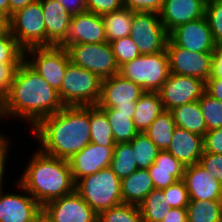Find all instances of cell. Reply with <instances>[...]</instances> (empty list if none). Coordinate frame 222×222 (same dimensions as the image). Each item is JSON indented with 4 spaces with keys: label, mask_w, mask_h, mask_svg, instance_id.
Wrapping results in <instances>:
<instances>
[{
    "label": "cell",
    "mask_w": 222,
    "mask_h": 222,
    "mask_svg": "<svg viewBox=\"0 0 222 222\" xmlns=\"http://www.w3.org/2000/svg\"><path fill=\"white\" fill-rule=\"evenodd\" d=\"M24 60V50L8 29L0 35V64H20Z\"/></svg>",
    "instance_id": "37"
},
{
    "label": "cell",
    "mask_w": 222,
    "mask_h": 222,
    "mask_svg": "<svg viewBox=\"0 0 222 222\" xmlns=\"http://www.w3.org/2000/svg\"><path fill=\"white\" fill-rule=\"evenodd\" d=\"M176 127L198 134L202 137L208 131L199 101L184 104L171 110Z\"/></svg>",
    "instance_id": "27"
},
{
    "label": "cell",
    "mask_w": 222,
    "mask_h": 222,
    "mask_svg": "<svg viewBox=\"0 0 222 222\" xmlns=\"http://www.w3.org/2000/svg\"><path fill=\"white\" fill-rule=\"evenodd\" d=\"M67 51L73 64L93 72L102 80L119 72V66L108 42L73 44L67 48Z\"/></svg>",
    "instance_id": "8"
},
{
    "label": "cell",
    "mask_w": 222,
    "mask_h": 222,
    "mask_svg": "<svg viewBox=\"0 0 222 222\" xmlns=\"http://www.w3.org/2000/svg\"><path fill=\"white\" fill-rule=\"evenodd\" d=\"M133 13L129 8H121L119 10L102 15L107 42L130 36Z\"/></svg>",
    "instance_id": "28"
},
{
    "label": "cell",
    "mask_w": 222,
    "mask_h": 222,
    "mask_svg": "<svg viewBox=\"0 0 222 222\" xmlns=\"http://www.w3.org/2000/svg\"><path fill=\"white\" fill-rule=\"evenodd\" d=\"M205 3H207V2H210V1H213V0H203Z\"/></svg>",
    "instance_id": "55"
},
{
    "label": "cell",
    "mask_w": 222,
    "mask_h": 222,
    "mask_svg": "<svg viewBox=\"0 0 222 222\" xmlns=\"http://www.w3.org/2000/svg\"><path fill=\"white\" fill-rule=\"evenodd\" d=\"M176 128L171 111L164 110L146 129L149 139L160 151H166L171 143L173 132Z\"/></svg>",
    "instance_id": "29"
},
{
    "label": "cell",
    "mask_w": 222,
    "mask_h": 222,
    "mask_svg": "<svg viewBox=\"0 0 222 222\" xmlns=\"http://www.w3.org/2000/svg\"><path fill=\"white\" fill-rule=\"evenodd\" d=\"M207 130L222 127V102L204 92L198 100Z\"/></svg>",
    "instance_id": "36"
},
{
    "label": "cell",
    "mask_w": 222,
    "mask_h": 222,
    "mask_svg": "<svg viewBox=\"0 0 222 222\" xmlns=\"http://www.w3.org/2000/svg\"><path fill=\"white\" fill-rule=\"evenodd\" d=\"M107 42L101 15L85 11L72 15L67 39L60 45L68 48L73 44H97Z\"/></svg>",
    "instance_id": "16"
},
{
    "label": "cell",
    "mask_w": 222,
    "mask_h": 222,
    "mask_svg": "<svg viewBox=\"0 0 222 222\" xmlns=\"http://www.w3.org/2000/svg\"><path fill=\"white\" fill-rule=\"evenodd\" d=\"M91 143L114 147L115 141L107 115L97 106H90Z\"/></svg>",
    "instance_id": "31"
},
{
    "label": "cell",
    "mask_w": 222,
    "mask_h": 222,
    "mask_svg": "<svg viewBox=\"0 0 222 222\" xmlns=\"http://www.w3.org/2000/svg\"><path fill=\"white\" fill-rule=\"evenodd\" d=\"M146 91L136 83L115 74L101 81L98 108L133 110L135 103Z\"/></svg>",
    "instance_id": "12"
},
{
    "label": "cell",
    "mask_w": 222,
    "mask_h": 222,
    "mask_svg": "<svg viewBox=\"0 0 222 222\" xmlns=\"http://www.w3.org/2000/svg\"><path fill=\"white\" fill-rule=\"evenodd\" d=\"M0 14L9 20V0H0Z\"/></svg>",
    "instance_id": "52"
},
{
    "label": "cell",
    "mask_w": 222,
    "mask_h": 222,
    "mask_svg": "<svg viewBox=\"0 0 222 222\" xmlns=\"http://www.w3.org/2000/svg\"><path fill=\"white\" fill-rule=\"evenodd\" d=\"M161 222H187L186 208H170Z\"/></svg>",
    "instance_id": "49"
},
{
    "label": "cell",
    "mask_w": 222,
    "mask_h": 222,
    "mask_svg": "<svg viewBox=\"0 0 222 222\" xmlns=\"http://www.w3.org/2000/svg\"><path fill=\"white\" fill-rule=\"evenodd\" d=\"M148 170L155 189L163 190L183 178L185 166L169 152L160 151Z\"/></svg>",
    "instance_id": "23"
},
{
    "label": "cell",
    "mask_w": 222,
    "mask_h": 222,
    "mask_svg": "<svg viewBox=\"0 0 222 222\" xmlns=\"http://www.w3.org/2000/svg\"><path fill=\"white\" fill-rule=\"evenodd\" d=\"M18 66L19 64H0V102L8 93Z\"/></svg>",
    "instance_id": "45"
},
{
    "label": "cell",
    "mask_w": 222,
    "mask_h": 222,
    "mask_svg": "<svg viewBox=\"0 0 222 222\" xmlns=\"http://www.w3.org/2000/svg\"><path fill=\"white\" fill-rule=\"evenodd\" d=\"M99 222H143L139 206L122 203L98 214Z\"/></svg>",
    "instance_id": "35"
},
{
    "label": "cell",
    "mask_w": 222,
    "mask_h": 222,
    "mask_svg": "<svg viewBox=\"0 0 222 222\" xmlns=\"http://www.w3.org/2000/svg\"><path fill=\"white\" fill-rule=\"evenodd\" d=\"M113 151L114 147H103L90 142L85 148L74 154L68 160L74 182L110 167Z\"/></svg>",
    "instance_id": "17"
},
{
    "label": "cell",
    "mask_w": 222,
    "mask_h": 222,
    "mask_svg": "<svg viewBox=\"0 0 222 222\" xmlns=\"http://www.w3.org/2000/svg\"><path fill=\"white\" fill-rule=\"evenodd\" d=\"M170 73L192 76L206 82L212 75L214 52H193L176 46L169 38L166 43Z\"/></svg>",
    "instance_id": "11"
},
{
    "label": "cell",
    "mask_w": 222,
    "mask_h": 222,
    "mask_svg": "<svg viewBox=\"0 0 222 222\" xmlns=\"http://www.w3.org/2000/svg\"><path fill=\"white\" fill-rule=\"evenodd\" d=\"M205 17L209 23L214 42L218 46H222V0L207 2Z\"/></svg>",
    "instance_id": "39"
},
{
    "label": "cell",
    "mask_w": 222,
    "mask_h": 222,
    "mask_svg": "<svg viewBox=\"0 0 222 222\" xmlns=\"http://www.w3.org/2000/svg\"><path fill=\"white\" fill-rule=\"evenodd\" d=\"M8 21L12 36L24 51L31 47H46V26L39 0L16 11Z\"/></svg>",
    "instance_id": "7"
},
{
    "label": "cell",
    "mask_w": 222,
    "mask_h": 222,
    "mask_svg": "<svg viewBox=\"0 0 222 222\" xmlns=\"http://www.w3.org/2000/svg\"><path fill=\"white\" fill-rule=\"evenodd\" d=\"M163 192L170 208H187L190 199L182 179L163 189Z\"/></svg>",
    "instance_id": "40"
},
{
    "label": "cell",
    "mask_w": 222,
    "mask_h": 222,
    "mask_svg": "<svg viewBox=\"0 0 222 222\" xmlns=\"http://www.w3.org/2000/svg\"><path fill=\"white\" fill-rule=\"evenodd\" d=\"M153 189L155 187L148 169H137L121 180V195L125 204L139 206Z\"/></svg>",
    "instance_id": "24"
},
{
    "label": "cell",
    "mask_w": 222,
    "mask_h": 222,
    "mask_svg": "<svg viewBox=\"0 0 222 222\" xmlns=\"http://www.w3.org/2000/svg\"><path fill=\"white\" fill-rule=\"evenodd\" d=\"M182 180L187 187L190 200H222V184L200 163L186 166Z\"/></svg>",
    "instance_id": "19"
},
{
    "label": "cell",
    "mask_w": 222,
    "mask_h": 222,
    "mask_svg": "<svg viewBox=\"0 0 222 222\" xmlns=\"http://www.w3.org/2000/svg\"><path fill=\"white\" fill-rule=\"evenodd\" d=\"M200 165L222 184V154L203 152Z\"/></svg>",
    "instance_id": "41"
},
{
    "label": "cell",
    "mask_w": 222,
    "mask_h": 222,
    "mask_svg": "<svg viewBox=\"0 0 222 222\" xmlns=\"http://www.w3.org/2000/svg\"><path fill=\"white\" fill-rule=\"evenodd\" d=\"M9 29L8 19L0 14V35L4 34Z\"/></svg>",
    "instance_id": "53"
},
{
    "label": "cell",
    "mask_w": 222,
    "mask_h": 222,
    "mask_svg": "<svg viewBox=\"0 0 222 222\" xmlns=\"http://www.w3.org/2000/svg\"><path fill=\"white\" fill-rule=\"evenodd\" d=\"M122 77L133 81L145 91L158 92L170 75L169 58L166 49L148 55H140L119 66Z\"/></svg>",
    "instance_id": "5"
},
{
    "label": "cell",
    "mask_w": 222,
    "mask_h": 222,
    "mask_svg": "<svg viewBox=\"0 0 222 222\" xmlns=\"http://www.w3.org/2000/svg\"><path fill=\"white\" fill-rule=\"evenodd\" d=\"M110 45L118 66L132 61L141 55L137 45L130 36L114 40L110 42Z\"/></svg>",
    "instance_id": "38"
},
{
    "label": "cell",
    "mask_w": 222,
    "mask_h": 222,
    "mask_svg": "<svg viewBox=\"0 0 222 222\" xmlns=\"http://www.w3.org/2000/svg\"><path fill=\"white\" fill-rule=\"evenodd\" d=\"M130 37L133 39L141 55L163 52L169 34L155 12H134Z\"/></svg>",
    "instance_id": "10"
},
{
    "label": "cell",
    "mask_w": 222,
    "mask_h": 222,
    "mask_svg": "<svg viewBox=\"0 0 222 222\" xmlns=\"http://www.w3.org/2000/svg\"><path fill=\"white\" fill-rule=\"evenodd\" d=\"M164 110L159 93L146 91L135 103L133 109L135 128L139 133H144Z\"/></svg>",
    "instance_id": "25"
},
{
    "label": "cell",
    "mask_w": 222,
    "mask_h": 222,
    "mask_svg": "<svg viewBox=\"0 0 222 222\" xmlns=\"http://www.w3.org/2000/svg\"><path fill=\"white\" fill-rule=\"evenodd\" d=\"M87 11L98 15L108 14L124 7L123 0H86Z\"/></svg>",
    "instance_id": "42"
},
{
    "label": "cell",
    "mask_w": 222,
    "mask_h": 222,
    "mask_svg": "<svg viewBox=\"0 0 222 222\" xmlns=\"http://www.w3.org/2000/svg\"><path fill=\"white\" fill-rule=\"evenodd\" d=\"M205 92L212 98L222 102V78L210 77L205 82Z\"/></svg>",
    "instance_id": "46"
},
{
    "label": "cell",
    "mask_w": 222,
    "mask_h": 222,
    "mask_svg": "<svg viewBox=\"0 0 222 222\" xmlns=\"http://www.w3.org/2000/svg\"><path fill=\"white\" fill-rule=\"evenodd\" d=\"M203 143L204 152L222 154V127L207 131Z\"/></svg>",
    "instance_id": "44"
},
{
    "label": "cell",
    "mask_w": 222,
    "mask_h": 222,
    "mask_svg": "<svg viewBox=\"0 0 222 222\" xmlns=\"http://www.w3.org/2000/svg\"><path fill=\"white\" fill-rule=\"evenodd\" d=\"M185 167L199 163L204 152L203 137L176 127L166 150Z\"/></svg>",
    "instance_id": "22"
},
{
    "label": "cell",
    "mask_w": 222,
    "mask_h": 222,
    "mask_svg": "<svg viewBox=\"0 0 222 222\" xmlns=\"http://www.w3.org/2000/svg\"><path fill=\"white\" fill-rule=\"evenodd\" d=\"M42 216L48 222H96L98 218L76 191L47 202L42 207Z\"/></svg>",
    "instance_id": "14"
},
{
    "label": "cell",
    "mask_w": 222,
    "mask_h": 222,
    "mask_svg": "<svg viewBox=\"0 0 222 222\" xmlns=\"http://www.w3.org/2000/svg\"><path fill=\"white\" fill-rule=\"evenodd\" d=\"M26 55L33 56V59H26ZM24 59L57 91L61 88L67 65L71 62L67 49L61 46L28 48L24 51Z\"/></svg>",
    "instance_id": "9"
},
{
    "label": "cell",
    "mask_w": 222,
    "mask_h": 222,
    "mask_svg": "<svg viewBox=\"0 0 222 222\" xmlns=\"http://www.w3.org/2000/svg\"><path fill=\"white\" fill-rule=\"evenodd\" d=\"M169 39L179 47L193 52H214L218 45L204 16L201 19L179 25L169 33Z\"/></svg>",
    "instance_id": "15"
},
{
    "label": "cell",
    "mask_w": 222,
    "mask_h": 222,
    "mask_svg": "<svg viewBox=\"0 0 222 222\" xmlns=\"http://www.w3.org/2000/svg\"><path fill=\"white\" fill-rule=\"evenodd\" d=\"M10 141L5 139L3 135H0V191H2V179L5 171V162L7 158L8 145Z\"/></svg>",
    "instance_id": "48"
},
{
    "label": "cell",
    "mask_w": 222,
    "mask_h": 222,
    "mask_svg": "<svg viewBox=\"0 0 222 222\" xmlns=\"http://www.w3.org/2000/svg\"><path fill=\"white\" fill-rule=\"evenodd\" d=\"M110 168L121 180L138 169L131 142L115 144Z\"/></svg>",
    "instance_id": "33"
},
{
    "label": "cell",
    "mask_w": 222,
    "mask_h": 222,
    "mask_svg": "<svg viewBox=\"0 0 222 222\" xmlns=\"http://www.w3.org/2000/svg\"><path fill=\"white\" fill-rule=\"evenodd\" d=\"M205 6L203 0H164L160 20L169 34L179 25L203 18Z\"/></svg>",
    "instance_id": "20"
},
{
    "label": "cell",
    "mask_w": 222,
    "mask_h": 222,
    "mask_svg": "<svg viewBox=\"0 0 222 222\" xmlns=\"http://www.w3.org/2000/svg\"><path fill=\"white\" fill-rule=\"evenodd\" d=\"M205 92V82L197 77L170 73L158 91L164 109H172L198 101Z\"/></svg>",
    "instance_id": "13"
},
{
    "label": "cell",
    "mask_w": 222,
    "mask_h": 222,
    "mask_svg": "<svg viewBox=\"0 0 222 222\" xmlns=\"http://www.w3.org/2000/svg\"><path fill=\"white\" fill-rule=\"evenodd\" d=\"M164 4V0H123L125 8H129L134 12H155L160 13Z\"/></svg>",
    "instance_id": "43"
},
{
    "label": "cell",
    "mask_w": 222,
    "mask_h": 222,
    "mask_svg": "<svg viewBox=\"0 0 222 222\" xmlns=\"http://www.w3.org/2000/svg\"><path fill=\"white\" fill-rule=\"evenodd\" d=\"M75 191L97 215L123 203L121 179L110 167L79 179Z\"/></svg>",
    "instance_id": "4"
},
{
    "label": "cell",
    "mask_w": 222,
    "mask_h": 222,
    "mask_svg": "<svg viewBox=\"0 0 222 222\" xmlns=\"http://www.w3.org/2000/svg\"><path fill=\"white\" fill-rule=\"evenodd\" d=\"M101 81L96 74L70 62L67 65L59 97L64 106H96Z\"/></svg>",
    "instance_id": "6"
},
{
    "label": "cell",
    "mask_w": 222,
    "mask_h": 222,
    "mask_svg": "<svg viewBox=\"0 0 222 222\" xmlns=\"http://www.w3.org/2000/svg\"><path fill=\"white\" fill-rule=\"evenodd\" d=\"M63 107L58 91L24 59L14 73L8 93L0 102V118L16 116L31 122L34 128L42 119Z\"/></svg>",
    "instance_id": "1"
},
{
    "label": "cell",
    "mask_w": 222,
    "mask_h": 222,
    "mask_svg": "<svg viewBox=\"0 0 222 222\" xmlns=\"http://www.w3.org/2000/svg\"><path fill=\"white\" fill-rule=\"evenodd\" d=\"M187 222H222V200H190Z\"/></svg>",
    "instance_id": "30"
},
{
    "label": "cell",
    "mask_w": 222,
    "mask_h": 222,
    "mask_svg": "<svg viewBox=\"0 0 222 222\" xmlns=\"http://www.w3.org/2000/svg\"><path fill=\"white\" fill-rule=\"evenodd\" d=\"M210 77L222 78V46H218L213 53V67Z\"/></svg>",
    "instance_id": "50"
},
{
    "label": "cell",
    "mask_w": 222,
    "mask_h": 222,
    "mask_svg": "<svg viewBox=\"0 0 222 222\" xmlns=\"http://www.w3.org/2000/svg\"><path fill=\"white\" fill-rule=\"evenodd\" d=\"M41 216L42 206L30 193L3 194L0 191V222H37Z\"/></svg>",
    "instance_id": "18"
},
{
    "label": "cell",
    "mask_w": 222,
    "mask_h": 222,
    "mask_svg": "<svg viewBox=\"0 0 222 222\" xmlns=\"http://www.w3.org/2000/svg\"><path fill=\"white\" fill-rule=\"evenodd\" d=\"M90 131V106H64L32 128L41 152L67 160L91 142Z\"/></svg>",
    "instance_id": "2"
},
{
    "label": "cell",
    "mask_w": 222,
    "mask_h": 222,
    "mask_svg": "<svg viewBox=\"0 0 222 222\" xmlns=\"http://www.w3.org/2000/svg\"><path fill=\"white\" fill-rule=\"evenodd\" d=\"M46 26V47L60 46L69 33L72 15L58 0H39Z\"/></svg>",
    "instance_id": "21"
},
{
    "label": "cell",
    "mask_w": 222,
    "mask_h": 222,
    "mask_svg": "<svg viewBox=\"0 0 222 222\" xmlns=\"http://www.w3.org/2000/svg\"><path fill=\"white\" fill-rule=\"evenodd\" d=\"M58 2L63 5L71 15L87 11L86 0H58Z\"/></svg>",
    "instance_id": "47"
},
{
    "label": "cell",
    "mask_w": 222,
    "mask_h": 222,
    "mask_svg": "<svg viewBox=\"0 0 222 222\" xmlns=\"http://www.w3.org/2000/svg\"><path fill=\"white\" fill-rule=\"evenodd\" d=\"M109 120L115 144L131 142L139 133L133 123L134 111L115 108H100Z\"/></svg>",
    "instance_id": "26"
},
{
    "label": "cell",
    "mask_w": 222,
    "mask_h": 222,
    "mask_svg": "<svg viewBox=\"0 0 222 222\" xmlns=\"http://www.w3.org/2000/svg\"><path fill=\"white\" fill-rule=\"evenodd\" d=\"M138 169H148L160 150L144 133H138L131 141Z\"/></svg>",
    "instance_id": "34"
},
{
    "label": "cell",
    "mask_w": 222,
    "mask_h": 222,
    "mask_svg": "<svg viewBox=\"0 0 222 222\" xmlns=\"http://www.w3.org/2000/svg\"><path fill=\"white\" fill-rule=\"evenodd\" d=\"M26 166L18 187L28 193L43 207L47 202L75 191V182L67 159L38 152Z\"/></svg>",
    "instance_id": "3"
},
{
    "label": "cell",
    "mask_w": 222,
    "mask_h": 222,
    "mask_svg": "<svg viewBox=\"0 0 222 222\" xmlns=\"http://www.w3.org/2000/svg\"><path fill=\"white\" fill-rule=\"evenodd\" d=\"M143 222H161L170 207L163 190L153 189L139 205Z\"/></svg>",
    "instance_id": "32"
},
{
    "label": "cell",
    "mask_w": 222,
    "mask_h": 222,
    "mask_svg": "<svg viewBox=\"0 0 222 222\" xmlns=\"http://www.w3.org/2000/svg\"><path fill=\"white\" fill-rule=\"evenodd\" d=\"M37 222H48L43 216Z\"/></svg>",
    "instance_id": "54"
},
{
    "label": "cell",
    "mask_w": 222,
    "mask_h": 222,
    "mask_svg": "<svg viewBox=\"0 0 222 222\" xmlns=\"http://www.w3.org/2000/svg\"><path fill=\"white\" fill-rule=\"evenodd\" d=\"M38 0H9V19L11 15L14 14L16 11L23 9L27 5L34 3Z\"/></svg>",
    "instance_id": "51"
}]
</instances>
